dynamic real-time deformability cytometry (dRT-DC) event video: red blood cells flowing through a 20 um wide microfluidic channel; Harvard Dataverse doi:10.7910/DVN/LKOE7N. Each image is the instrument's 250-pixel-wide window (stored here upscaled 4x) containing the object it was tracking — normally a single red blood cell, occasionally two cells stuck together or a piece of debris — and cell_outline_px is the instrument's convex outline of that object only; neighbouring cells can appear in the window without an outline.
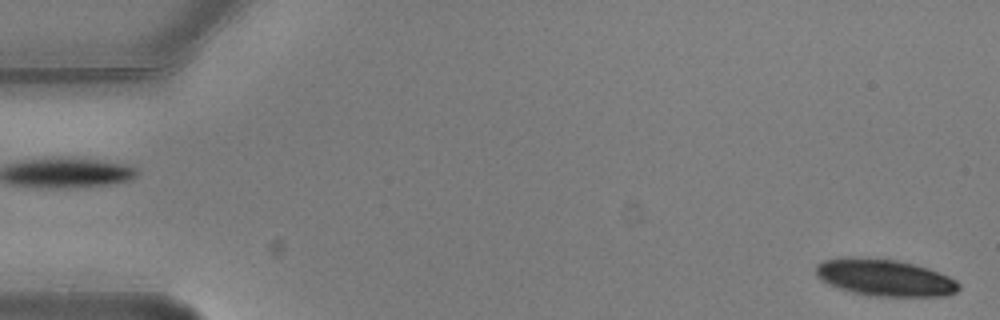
{"species": "common noctule bat (a hibernating species)", "species_latin": "Nyctalus noctula", "temperature_condition": "warm", "stored_images_in_passage": 4, "segment_of_instrument_passage": [2, 2], "camera_frame_rate_fps": 3000, "um_per_image_px": 0.085, "animal": {"sex": "male", "body_mass_g": 20.5, "forearm_length_mm": 52.5}, "frame": {"image": 1, "passage_image": 4, "time_ms": 1.0, "image_size_px": [1000, 320], "cell_outline_px": [[960, 288], [956, 292], [944, 296], [868, 296], [852, 292], [828, 284], [820, 280], [816, 276], [816, 264], [824, 260], [852, 256], [896, 260], [928, 268], [948, 276], [956, 280], [960, 284]], "centroid_in_image_um": [75.18, 23.6], "position_along_channel_um": 9.8, "area_um2": 30.75}}